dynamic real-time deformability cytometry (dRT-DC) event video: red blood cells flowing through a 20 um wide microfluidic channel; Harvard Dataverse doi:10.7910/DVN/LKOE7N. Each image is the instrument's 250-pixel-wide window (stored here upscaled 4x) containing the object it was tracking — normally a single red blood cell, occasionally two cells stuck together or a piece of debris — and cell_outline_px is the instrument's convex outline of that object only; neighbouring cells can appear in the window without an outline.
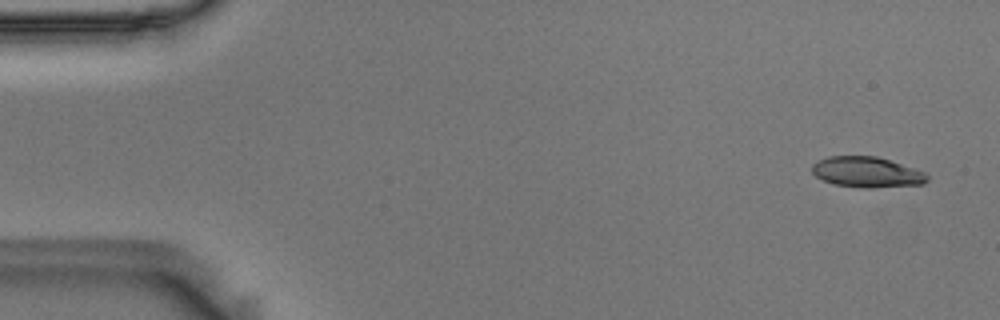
{"species": "Egyptian fruit bat (a non-hibernating species)", "species_latin": "Rousettus aegyptiacus", "temperature_condition": "room temperature", "stored_images_in_passage": 57, "camera_frame_rate_fps": 3000, "um_per_image_px": 0.085, "animal": {"sex": "male"}, "frame": {"image": 1, "passage_image": 3, "time_ms": 0.667, "image_size_px": [1000, 320], "cell_outline_px": [[928, 180], [924, 184], [876, 188], [864, 188], [832, 184], [816, 176], [812, 172], [812, 164], [816, 160], [828, 156], [876, 156], [924, 172], [928, 176]], "centroid_in_image_um": [73.65, 14.64], "position_along_channel_um": 11.4, "area_um2": 20.52}}
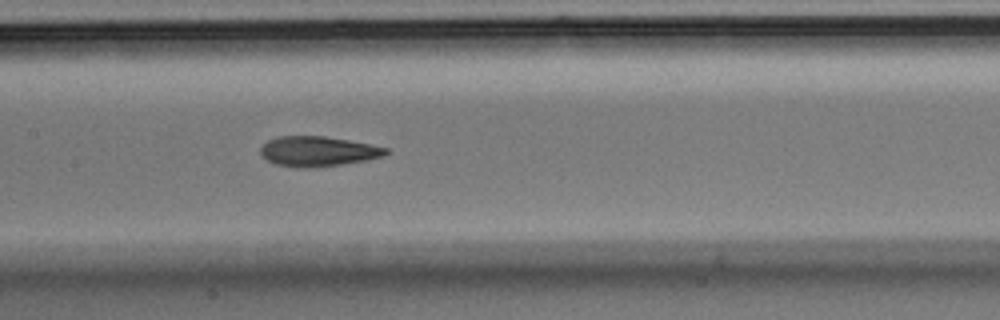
{"frame": {"image": 2, "passage_image": 27, "time_ms": 8.667, "image_size_px": [1000, 320], "cell_outline_px": [[388, 152], [384, 156], [368, 160], [340, 164], [308, 168], [300, 168], [276, 164], [260, 156], [260, 148], [268, 140], [276, 136], [324, 136], [348, 140], [388, 148]], "centroid_in_image_um": [26.99, 12.86], "position_along_channel_um": 180.4, "area_um2": 21.85}}
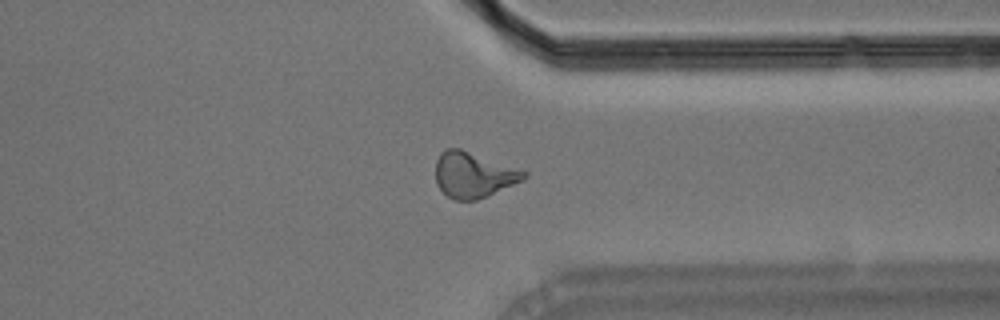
{"frame": {"image": 3, "passage_image": 43, "time_ms": 14.0, "image_size_px": [1000, 320], "cell_outline_px": [[528, 176], [524, 180], [476, 200], [456, 200], [448, 196], [436, 184], [436, 160], [440, 152], [448, 148], [460, 148], [528, 172]], "centroid_in_image_um": [40.23, 14.85], "position_along_channel_um": 371.2, "area_um2": 23.24}, "authors_computed_cell_mechanics": {"area_um2": 21.9062, "velocity_mm_per_s": 3.614, "shape_relaxation_time_tau1_ms": 7.7559, "shape_relaxation_time_tau2_ms": 2.5892, "deformation_change_tau1": 0.1929, "deformation_change_tau2": 0.1013}}